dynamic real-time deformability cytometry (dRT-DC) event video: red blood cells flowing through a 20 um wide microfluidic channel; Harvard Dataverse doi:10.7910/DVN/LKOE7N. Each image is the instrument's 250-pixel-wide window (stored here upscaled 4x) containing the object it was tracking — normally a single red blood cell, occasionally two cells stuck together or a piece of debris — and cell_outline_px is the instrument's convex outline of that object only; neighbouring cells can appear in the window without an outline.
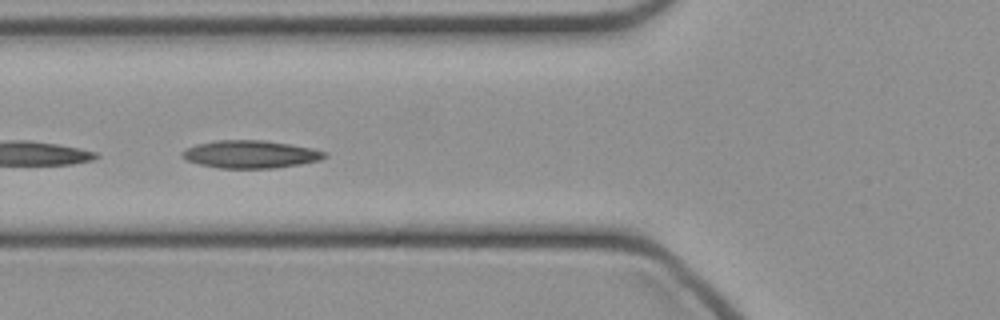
{"species": "common noctule bat (a hibernating species)", "species_latin": "Nyctalus noctula", "temperature_condition": "cold", "stored_images_in_passage": 18, "camera_frame_rate_fps": 3000, "um_per_image_px": 0.085, "animal": {"sex": "female", "body_mass_g": 21.9}, "frame": {"image": 1, "passage_image": 13, "time_ms": 4.0, "image_size_px": [1000, 320], "cell_outline_px": [[328, 156], [320, 160], [300, 164], [276, 168], [220, 168], [200, 164], [188, 160], [180, 156], [180, 152], [196, 144], [216, 140], [264, 140], [312, 148], [328, 152]], "centroid_in_image_um": [21.31, 13.11], "position_along_channel_um": 104.5, "area_um2": 23.0}}
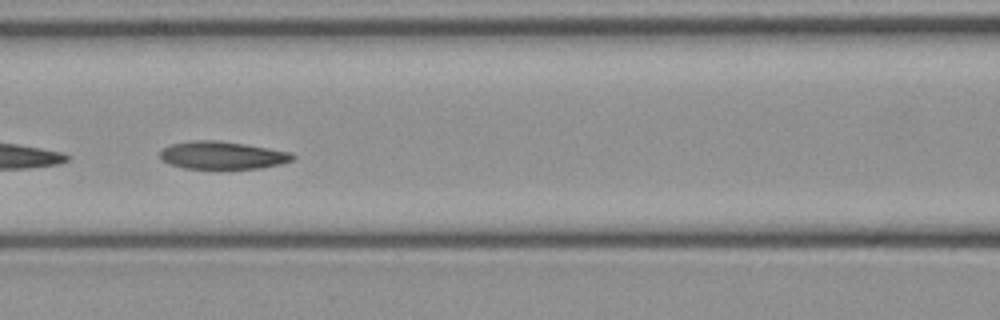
{"frame": {"image": 2, "passage_image": 16, "time_ms": 5.0, "image_size_px": [1000, 320], "cell_outline_px": [[296, 156], [292, 160], [280, 164], [260, 168], [184, 168], [168, 164], [160, 156], [160, 152], [164, 148], [172, 144], [192, 140], [220, 140], [292, 152]], "centroid_in_image_um": [18.91, 13.19], "position_along_channel_um": 147.7, "area_um2": 21.27}}